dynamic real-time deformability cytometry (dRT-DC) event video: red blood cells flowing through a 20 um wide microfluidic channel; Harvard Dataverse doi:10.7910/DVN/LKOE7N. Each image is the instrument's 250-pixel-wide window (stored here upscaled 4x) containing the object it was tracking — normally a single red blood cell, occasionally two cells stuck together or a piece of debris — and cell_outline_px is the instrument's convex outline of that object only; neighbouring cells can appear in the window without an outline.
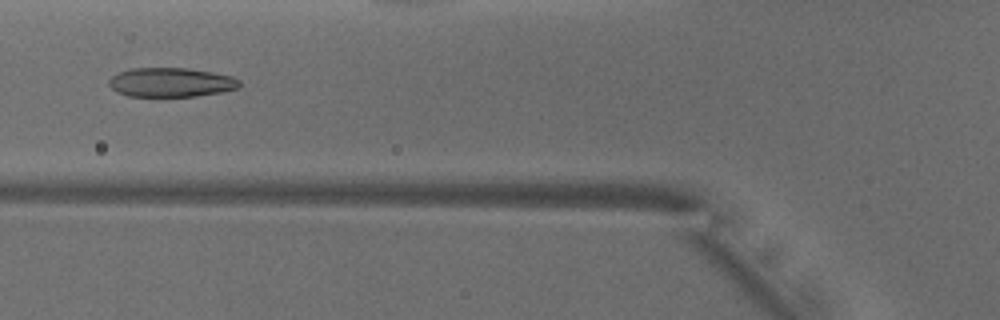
{"species": "common noctule bat (a hibernating species)", "species_latin": "Nyctalus noctula", "temperature_condition": "warm", "stored_images_in_passage": 21, "camera_frame_rate_fps": 3000, "um_per_image_px": 0.085, "animal": {"sex": "male", "body_mass_g": 18.8}, "frame": {"image": 1, "passage_image": 4, "time_ms": 1.0, "image_size_px": [1000, 320], "cell_outline_px": [[240, 88], [220, 92], [196, 96], [128, 96], [116, 92], [108, 84], [108, 80], [112, 76], [120, 72], [132, 68], [188, 68], [212, 72], [232, 76], [240, 80]], "centroid_in_image_um": [14.54, 7.0], "position_along_channel_um": 111.3, "area_um2": 22.25}}
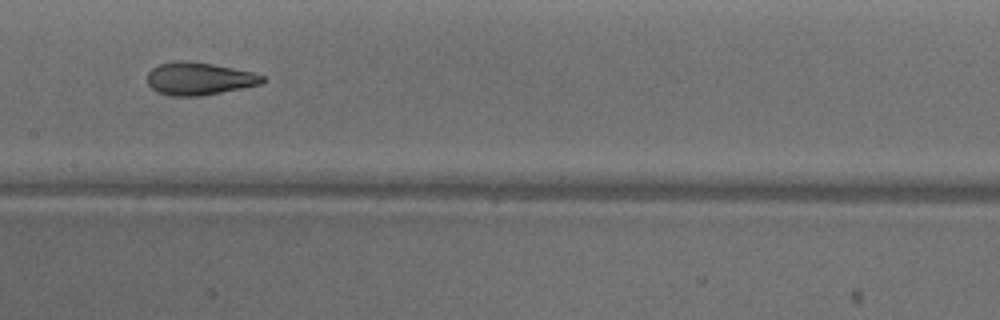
{"frame": {"image": 2, "passage_image": 10, "time_ms": 3.0, "image_size_px": [1000, 320], "cell_outline_px": [[264, 80], [260, 84], [200, 96], [168, 96], [156, 92], [148, 84], [148, 72], [152, 68], [160, 64], [176, 60], [188, 60], [212, 64], [252, 72], [264, 76]], "centroid_in_image_um": [16.87, 6.68], "position_along_channel_um": 190.5, "area_um2": 21.79}}
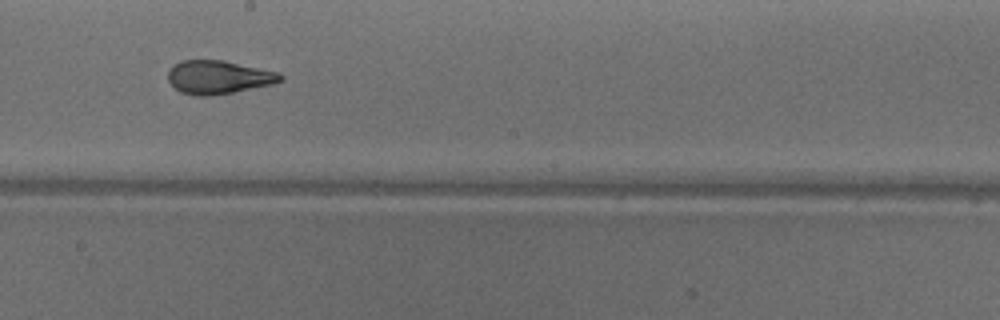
{"frame": {"image": 3, "passage_image": 13, "time_ms": 4.0, "image_size_px": [1000, 320], "cell_outline_px": [[284, 80], [272, 84], [212, 96], [192, 96], [180, 92], [168, 80], [168, 72], [176, 64], [184, 60], [224, 60], [280, 72], [284, 76]], "centroid_in_image_um": [18.61, 6.57], "position_along_channel_um": 229.6, "area_um2": 21.91}}